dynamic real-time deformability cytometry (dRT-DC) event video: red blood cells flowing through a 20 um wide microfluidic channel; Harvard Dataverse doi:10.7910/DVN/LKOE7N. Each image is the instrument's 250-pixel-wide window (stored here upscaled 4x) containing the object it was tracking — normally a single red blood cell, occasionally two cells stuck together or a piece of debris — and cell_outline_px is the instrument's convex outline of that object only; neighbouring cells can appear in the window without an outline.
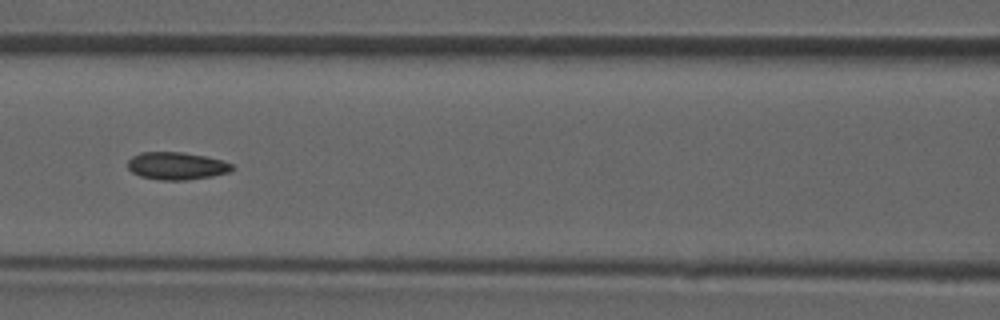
{"species": "common noctule bat (a hibernating species)", "species_latin": "Nyctalus noctula", "temperature_condition": "room temperature", "stored_images_in_passage": 37, "camera_frame_rate_fps": 3000, "um_per_image_px": 0.085, "animal": {"sex": "male", "forearm_length_mm": 52.5}, "frame": {"image": 1, "passage_image": 11, "time_ms": 3.333, "image_size_px": [1000, 320], "cell_outline_px": [[236, 168], [228, 172], [212, 176], [184, 180], [160, 180], [140, 176], [132, 172], [128, 168], [128, 160], [132, 156], [140, 152], [184, 152], [204, 156], [220, 160], [232, 164]], "centroid_in_image_um": [14.99, 14.1], "position_along_channel_um": 151.6, "area_um2": 16.7}}